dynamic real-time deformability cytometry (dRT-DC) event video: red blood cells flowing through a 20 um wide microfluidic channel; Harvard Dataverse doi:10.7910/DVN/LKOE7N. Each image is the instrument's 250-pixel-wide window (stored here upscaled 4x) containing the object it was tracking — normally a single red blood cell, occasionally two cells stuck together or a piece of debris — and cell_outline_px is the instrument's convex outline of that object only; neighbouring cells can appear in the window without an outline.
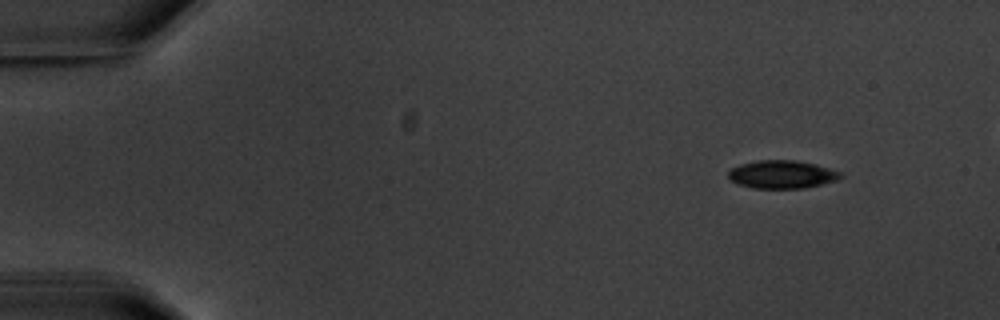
{"species": "common noctule bat (a hibernating species)", "species_latin": "Nyctalus noctula", "temperature_condition": "warm", "stored_images_in_passage": 5, "camera_frame_rate_fps": 3000, "um_per_image_px": 0.085, "animal": {"sex": "male", "body_mass_g": 20.1, "forearm_length_mm": 53.5}, "frame": {"image": 1, "passage_image": 1, "time_ms": 0.0, "image_size_px": [1000, 320], "cell_outline_px": [[844, 176], [840, 180], [804, 188], [752, 188], [736, 184], [728, 176], [728, 172], [732, 168], [740, 164], [756, 160], [796, 160], [816, 164], [840, 172]], "centroid_in_image_um": [66.48, 14.82], "position_along_channel_um": 18.5, "area_um2": 18.5}}